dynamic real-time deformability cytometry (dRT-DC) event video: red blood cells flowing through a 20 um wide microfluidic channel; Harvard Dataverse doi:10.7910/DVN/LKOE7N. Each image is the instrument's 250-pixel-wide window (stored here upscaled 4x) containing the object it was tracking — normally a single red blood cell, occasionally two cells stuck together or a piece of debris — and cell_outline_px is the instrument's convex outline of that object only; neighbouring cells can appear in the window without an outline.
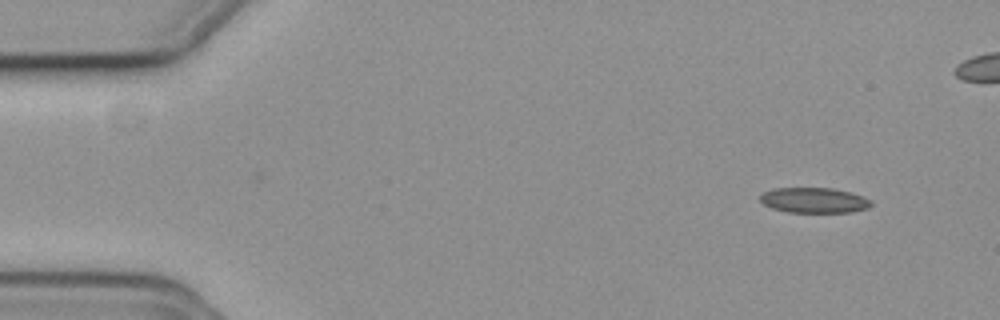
{"species": "common noctule bat (a hibernating species)", "species_latin": "Nyctalus noctula", "temperature_condition": "cold", "stored_images_in_passage": 17, "camera_frame_rate_fps": 3000, "um_per_image_px": 0.085, "animal": {"sex": "female", "body_mass_g": 19.3, "forearm_length_mm": 54.1}, "frame": {"image": 1, "passage_image": 1, "time_ms": 0.0, "image_size_px": [1000, 320], "cell_outline_px": [[872, 204], [868, 208], [852, 212], [788, 212], [772, 208], [764, 204], [760, 200], [760, 196], [764, 192], [772, 188], [832, 188], [852, 192], [864, 196], [872, 200]], "centroid_in_image_um": [69.23, 17.02], "position_along_channel_um": 15.8, "area_um2": 16.47}}
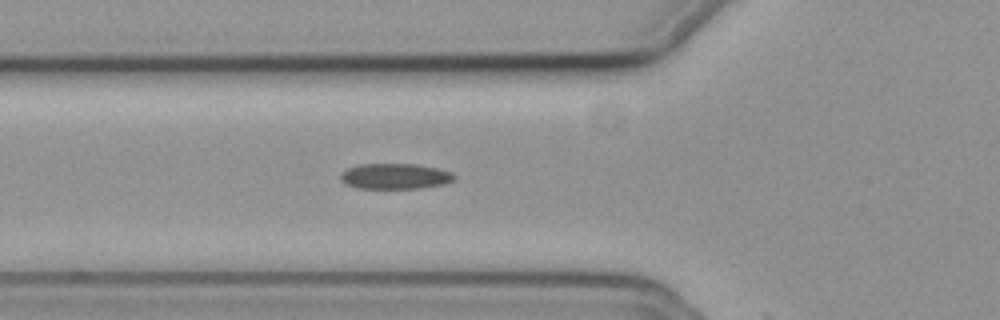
{"frame": {"image": 2, "passage_image": 16, "time_ms": 5.0, "image_size_px": [1000, 320], "cell_outline_px": [[456, 176], [452, 180], [444, 184], [420, 188], [356, 188], [344, 184], [340, 180], [340, 172], [348, 168], [360, 164], [416, 164], [436, 168], [452, 172]], "centroid_in_image_um": [33.53, 14.98], "position_along_channel_um": 92.3, "area_um2": 16.99}}